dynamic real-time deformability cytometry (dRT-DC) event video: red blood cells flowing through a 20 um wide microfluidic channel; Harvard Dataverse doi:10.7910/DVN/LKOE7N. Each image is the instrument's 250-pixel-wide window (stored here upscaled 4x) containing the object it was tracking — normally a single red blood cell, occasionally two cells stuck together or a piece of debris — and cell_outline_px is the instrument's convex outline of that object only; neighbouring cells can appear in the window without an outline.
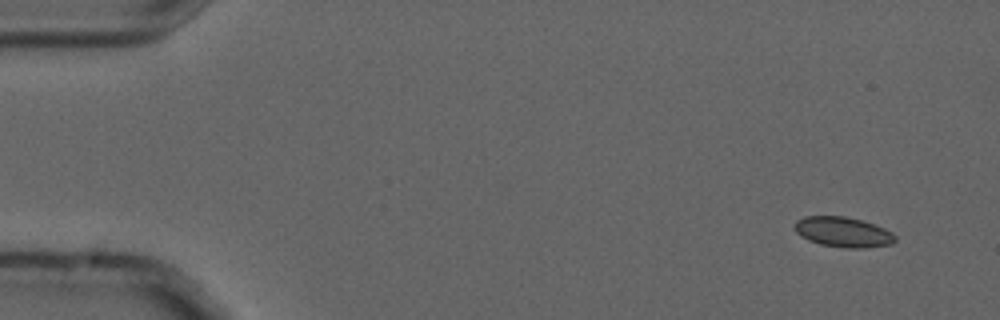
{"species": "common noctule bat (a hibernating species)", "species_latin": "Nyctalus noctula", "temperature_condition": "cold", "stored_images_in_passage": 7, "camera_frame_rate_fps": 3000, "um_per_image_px": 0.085, "animal": {"sex": "male", "forearm_length_mm": 52.5}, "frame": {"image": 1, "passage_image": 1, "time_ms": 0.0, "image_size_px": [1000, 320], "cell_outline_px": [[896, 240], [892, 244], [864, 248], [844, 248], [820, 244], [808, 240], [800, 236], [796, 232], [796, 220], [804, 216], [844, 216], [860, 220], [884, 228], [892, 232], [896, 236]], "centroid_in_image_um": [71.67, 19.73], "position_along_channel_um": 13.3, "area_um2": 17.63}}
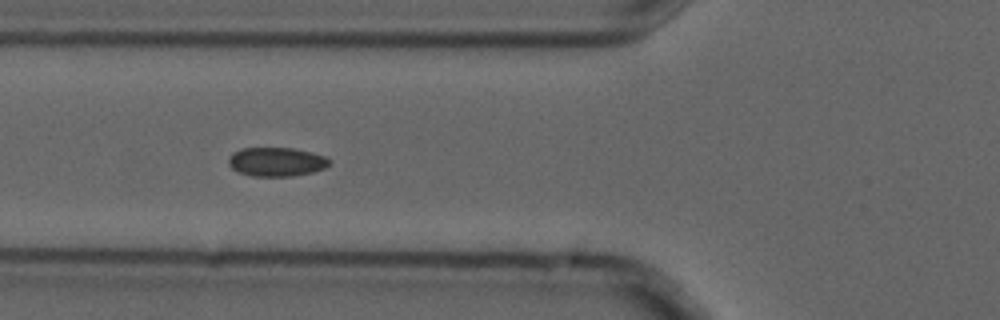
{"frame": {"image": 2, "passage_image": 6, "time_ms": 1.667, "image_size_px": [1000, 320], "cell_outline_px": [[332, 164], [324, 168], [312, 172], [292, 176], [252, 176], [240, 172], [232, 168], [228, 164], [228, 156], [232, 152], [244, 148], [292, 148], [324, 156], [332, 160]], "centroid_in_image_um": [23.49, 13.75], "position_along_channel_um": 102.3, "area_um2": 16.99}}
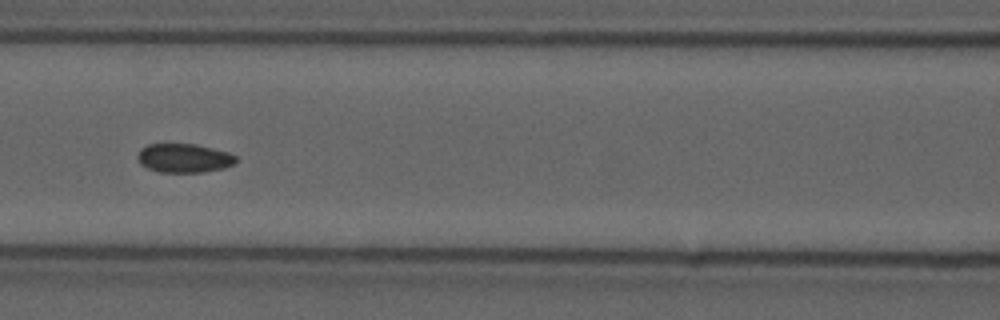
{"frame": {"image": 3, "passage_image": 7, "time_ms": 2.0, "image_size_px": [1000, 320], "cell_outline_px": [[236, 160], [232, 164], [224, 168], [200, 172], [160, 172], [148, 168], [140, 164], [136, 156], [140, 148], [148, 144], [196, 144], [228, 152], [236, 156]], "centroid_in_image_um": [15.6, 13.43], "position_along_channel_um": 151.0, "area_um2": 16.53}}